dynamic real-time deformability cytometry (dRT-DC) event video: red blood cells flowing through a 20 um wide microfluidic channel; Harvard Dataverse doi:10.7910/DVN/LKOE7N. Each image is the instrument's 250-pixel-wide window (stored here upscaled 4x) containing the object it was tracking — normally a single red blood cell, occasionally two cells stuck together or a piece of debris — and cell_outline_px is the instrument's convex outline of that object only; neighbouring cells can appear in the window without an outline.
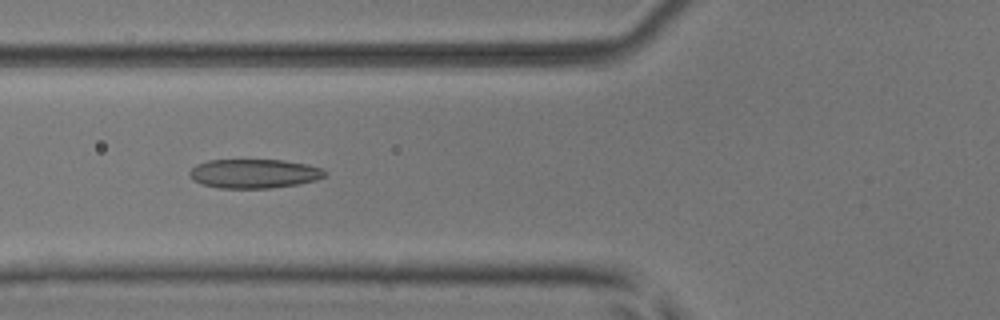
{"species": "common noctule bat (a hibernating species)", "species_latin": "Nyctalus noctula", "temperature_condition": "room temperature", "stored_images_in_passage": 52, "camera_frame_rate_fps": 3000, "um_per_image_px": 0.085, "animal": {"sex": "male", "body_mass_g": 17.9, "forearm_length_mm": 54.2}, "frame": {"image": 1, "passage_image": 20, "time_ms": 6.333, "image_size_px": [1000, 320], "cell_outline_px": [[328, 172], [324, 176], [316, 180], [296, 184], [272, 188], [220, 188], [204, 184], [196, 180], [188, 172], [196, 164], [208, 160], [284, 160], [308, 164], [324, 168]], "centroid_in_image_um": [21.66, 14.74], "position_along_channel_um": 104.1, "area_um2": 22.89}}
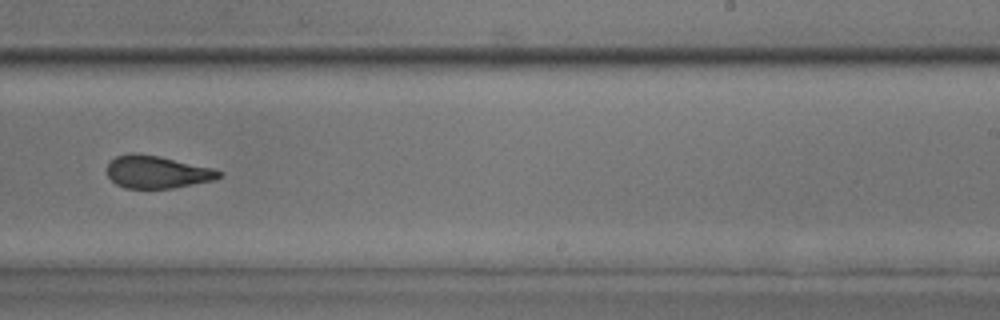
{"frame": {"image": 2, "passage_image": 33, "time_ms": 10.667, "image_size_px": [1000, 320], "cell_outline_px": [[224, 172], [220, 176], [212, 180], [172, 188], [124, 188], [116, 184], [108, 176], [108, 164], [116, 156], [128, 152], [136, 152], [160, 156], [212, 168]], "centroid_in_image_um": [13.32, 14.6], "position_along_channel_um": 275.7, "area_um2": 21.15}}
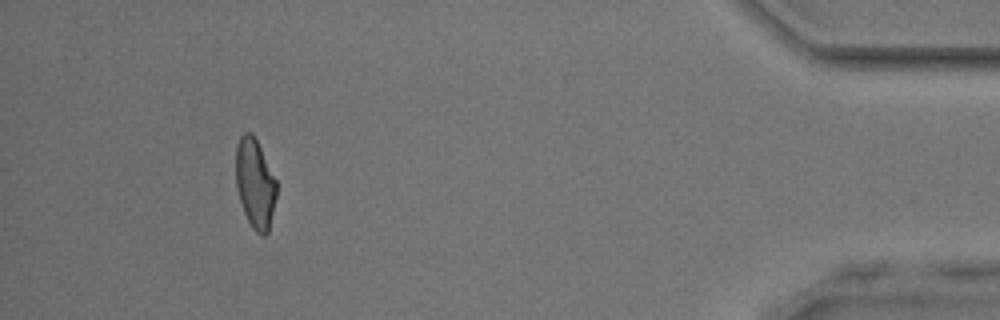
{"frame": {"image": 3, "passage_image": 48, "time_ms": 15.667, "image_size_px": [1000, 320], "cell_outline_px": [[276, 196], [268, 232], [264, 236], [256, 232], [252, 228], [244, 212], [236, 188], [236, 144], [240, 136], [244, 132], [252, 132], [276, 180]], "centroid_in_image_um": [21.66, 15.59], "position_along_channel_um": 413.5, "area_um2": 20.98}, "authors_computed_cell_mechanics": {"area_um2": 22.5709, "velocity_mm_per_s": 3.9711, "shape_relaxation_time_tau1_ms": 9.3051, "shape_relaxation_time_tau2_ms": 1.7646, "deformation_change_tau1": 0.2361, "deformation_change_tau2": 0.0941}}